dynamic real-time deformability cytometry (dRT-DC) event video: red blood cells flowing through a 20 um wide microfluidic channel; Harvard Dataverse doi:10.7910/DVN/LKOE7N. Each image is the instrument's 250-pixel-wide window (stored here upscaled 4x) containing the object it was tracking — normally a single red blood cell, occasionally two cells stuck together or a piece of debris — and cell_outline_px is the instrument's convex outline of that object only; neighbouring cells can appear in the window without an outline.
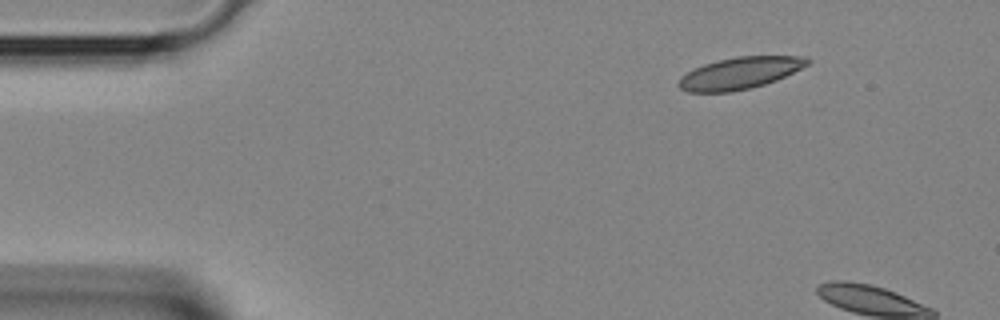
{"species": "Egyptian fruit bat (a non-hibernating species)", "species_latin": "Rousettus aegyptiacus", "temperature_condition": "room temperature", "stored_images_in_passage": 2, "segment_of_instrument_passage": [2, 2], "camera_frame_rate_fps": 3000, "um_per_image_px": 0.085, "animal": {"sex": "female"}, "frame": {"image": 1, "passage_image": 2, "time_ms": 0.333, "image_size_px": [1000, 320], "cell_outline_px": [[812, 60], [808, 64], [776, 80], [752, 88], [732, 92], [688, 92], [680, 88], [676, 84], [680, 76], [692, 68], [704, 64], [736, 56], [808, 56]], "centroid_in_image_um": [62.85, 6.21], "position_along_channel_um": 22.2, "area_um2": 23.99}}